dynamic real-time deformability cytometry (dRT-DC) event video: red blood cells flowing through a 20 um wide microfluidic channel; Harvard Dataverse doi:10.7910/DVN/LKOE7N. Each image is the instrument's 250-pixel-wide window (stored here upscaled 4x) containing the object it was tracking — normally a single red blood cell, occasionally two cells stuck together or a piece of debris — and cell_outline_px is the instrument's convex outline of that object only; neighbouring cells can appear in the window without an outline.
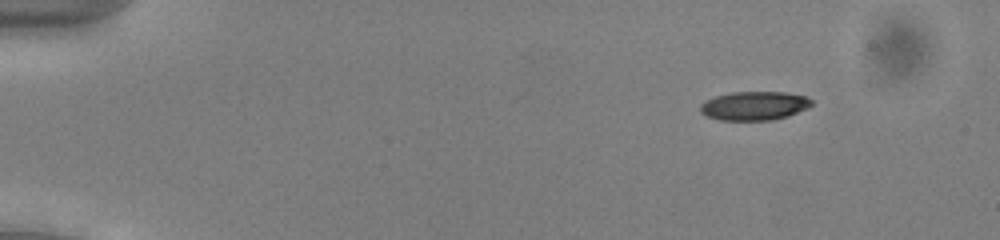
{"species": "common noctule bat (a hibernating species)", "species_latin": "Nyctalus noctula", "temperature_condition": "cold", "stored_images_in_passage": 49, "camera_frame_rate_fps": 3000, "um_per_image_px": 0.085, "animal": {"sex": "male", "body_mass_g": 13.0, "forearm_length_mm": 53.1}, "frame": {"image": 1, "passage_image": 3, "time_ms": 0.667, "image_size_px": [1000, 240], "cell_outline_px": [[812, 104], [808, 108], [788, 116], [772, 120], [720, 120], [708, 116], [700, 112], [700, 104], [704, 100], [716, 96], [732, 92], [784, 92], [808, 96], [812, 100]], "centroid_in_image_um": [64.13, 8.99], "position_along_channel_um": 20.9, "area_um2": 18.79}}
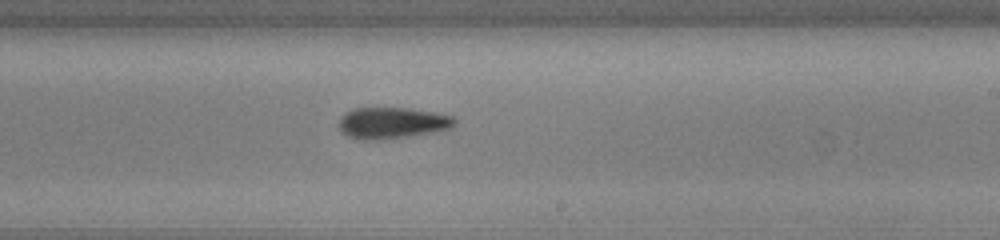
{"frame": {"image": 2, "passage_image": 29, "time_ms": 9.333, "image_size_px": [1000, 240], "cell_outline_px": [[456, 124], [452, 128], [436, 132], [408, 136], [376, 140], [360, 140], [348, 136], [340, 132], [340, 116], [352, 108], [408, 108], [432, 112], [452, 116], [456, 120]], "centroid_in_image_um": [33.33, 10.45], "position_along_channel_um": 255.7, "area_um2": 21.21}}
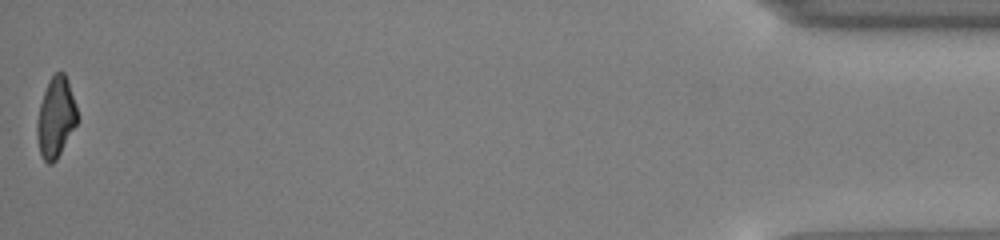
{"frame": {"image": 3, "passage_image": 49, "time_ms": 16.0, "image_size_px": [1000, 240], "cell_outline_px": [[80, 120], [56, 160], [52, 164], [48, 164], [40, 156], [36, 136], [36, 120], [40, 104], [48, 80], [56, 72], [64, 72], [68, 80], [80, 116]], "centroid_in_image_um": [4.76, 10.0], "position_along_channel_um": 430.4, "area_um2": 19.36}, "authors_computed_cell_mechanics": {"area_um2": 20.1722, "velocity_mm_per_s": 3.9596, "shape_relaxation_time_tau1_ms": 4.7556, "shape_relaxation_time_tau2_ms": 8.3432, "deformation_change_tau1": 0.1325, "deformation_change_tau2": 0.1972}}